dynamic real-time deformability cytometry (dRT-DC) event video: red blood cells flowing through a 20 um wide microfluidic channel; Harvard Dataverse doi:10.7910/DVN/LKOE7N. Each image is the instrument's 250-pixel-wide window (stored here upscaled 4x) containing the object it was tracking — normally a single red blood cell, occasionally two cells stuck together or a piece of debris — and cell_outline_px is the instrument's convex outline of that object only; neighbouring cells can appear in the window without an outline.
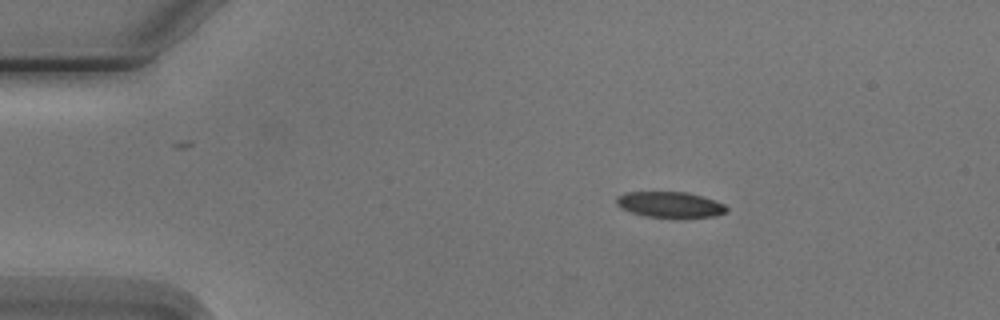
{"species": "Egyptian fruit bat (a non-hibernating species)", "species_latin": "Rousettus aegyptiacus", "temperature_condition": "cold", "stored_images_in_passage": 4, "camera_frame_rate_fps": 3000, "um_per_image_px": 0.085, "animal": {"sex": "male"}, "frame": {"image": 1, "passage_image": 2, "time_ms": 1.333, "image_size_px": [1000, 320], "cell_outline_px": [[728, 208], [724, 212], [716, 216], [676, 220], [648, 216], [632, 212], [620, 208], [616, 204], [616, 200], [620, 196], [628, 192], [688, 192], [724, 204]], "centroid_in_image_um": [56.98, 17.43], "position_along_channel_um": 28.0, "area_um2": 16.82}}
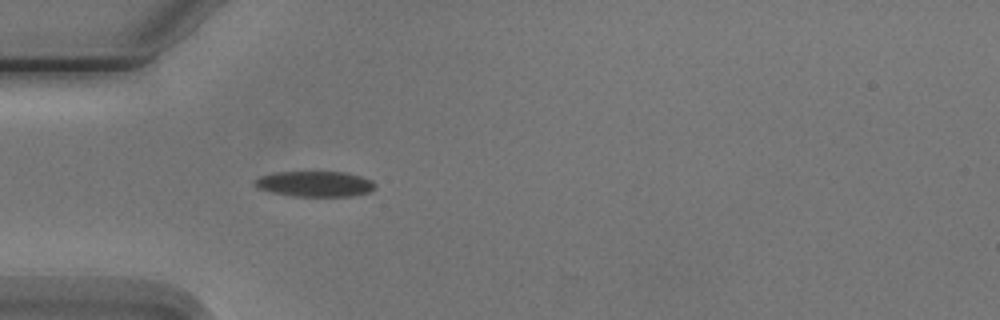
{"frame": {"image": 2, "passage_image": 4, "time_ms": 3.667, "image_size_px": [1000, 320], "cell_outline_px": [[376, 188], [368, 192], [352, 196], [292, 196], [272, 192], [256, 188], [252, 184], [252, 180], [260, 176], [276, 172], [344, 172], [360, 176], [372, 180], [376, 184]], "centroid_in_image_um": [26.73, 15.63], "position_along_channel_um": 58.3, "area_um2": 18.03}}